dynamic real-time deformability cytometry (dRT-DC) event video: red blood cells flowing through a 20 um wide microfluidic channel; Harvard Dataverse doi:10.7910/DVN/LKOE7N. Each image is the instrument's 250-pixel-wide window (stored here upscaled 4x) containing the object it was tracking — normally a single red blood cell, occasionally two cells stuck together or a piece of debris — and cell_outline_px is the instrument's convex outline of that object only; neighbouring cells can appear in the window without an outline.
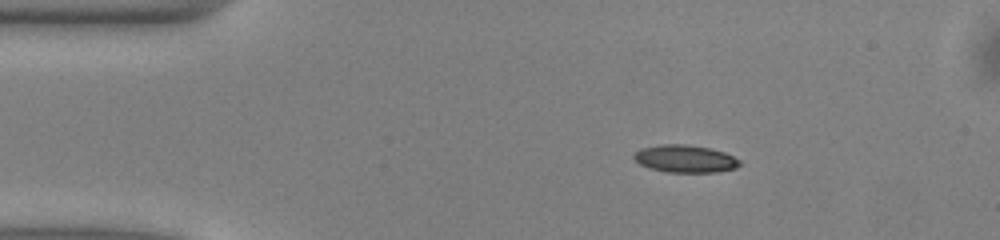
{"species": "common noctule bat (a hibernating species)", "species_latin": "Nyctalus noctula", "temperature_condition": "warm", "stored_images_in_passage": 43, "camera_frame_rate_fps": 3000, "um_per_image_px": 0.085, "animal": {"sex": "male", "body_mass_g": 13.0, "forearm_length_mm": 53.1}, "frame": {"image": 1, "passage_image": 1, "time_ms": 0.0, "image_size_px": [1000, 240], "cell_outline_px": [[740, 164], [736, 168], [716, 172], [668, 172], [648, 168], [640, 164], [632, 156], [640, 148], [660, 144], [684, 144], [708, 148], [724, 152], [740, 160]], "centroid_in_image_um": [58.21, 13.49], "position_along_channel_um": 26.8, "area_um2": 16.88}}
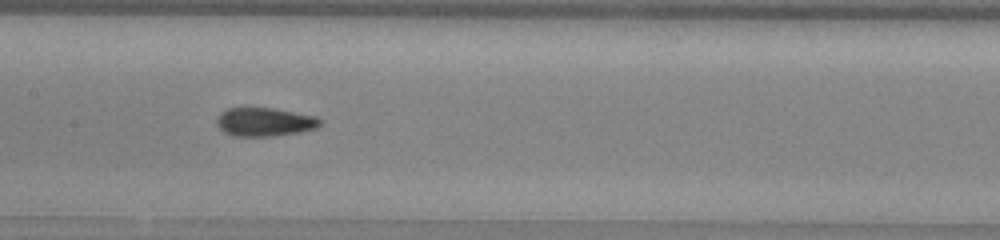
{"frame": {"image": 2, "passage_image": 17, "time_ms": 5.333, "image_size_px": [1000, 240], "cell_outline_px": [[320, 124], [316, 128], [300, 132], [272, 136], [232, 136], [224, 132], [216, 124], [216, 120], [220, 112], [228, 108], [272, 108], [316, 116], [320, 120]], "centroid_in_image_um": [22.46, 10.37], "position_along_channel_um": 184.9, "area_um2": 17.17}}
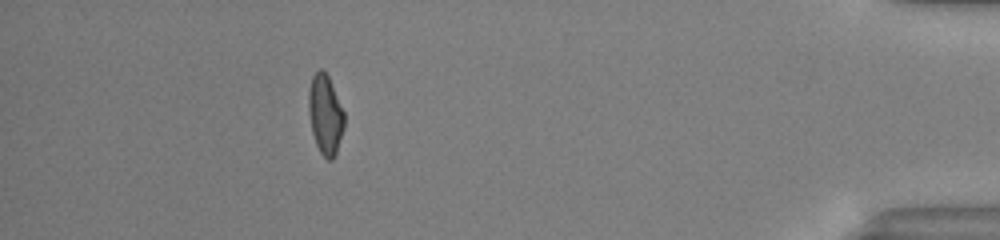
{"frame": {"image": 3, "passage_image": 38, "time_ms": 12.333, "image_size_px": [1000, 240], "cell_outline_px": [[344, 128], [336, 152], [332, 160], [328, 160], [320, 152], [316, 144], [312, 132], [308, 112], [308, 92], [312, 76], [320, 68], [328, 76], [344, 112]], "centroid_in_image_um": [27.64, 9.74], "position_along_channel_um": 407.6, "area_um2": 16.42}, "authors_computed_cell_mechanics": {"area_um2": 16.8776, "velocity_mm_per_s": 4.0336, "shape_relaxation_time_tau1_ms": 5.4622, "shape_relaxation_time_tau2_ms": 1.881, "deformation_change_tau1": 0.1585, "deformation_change_tau2": 0.0893}}